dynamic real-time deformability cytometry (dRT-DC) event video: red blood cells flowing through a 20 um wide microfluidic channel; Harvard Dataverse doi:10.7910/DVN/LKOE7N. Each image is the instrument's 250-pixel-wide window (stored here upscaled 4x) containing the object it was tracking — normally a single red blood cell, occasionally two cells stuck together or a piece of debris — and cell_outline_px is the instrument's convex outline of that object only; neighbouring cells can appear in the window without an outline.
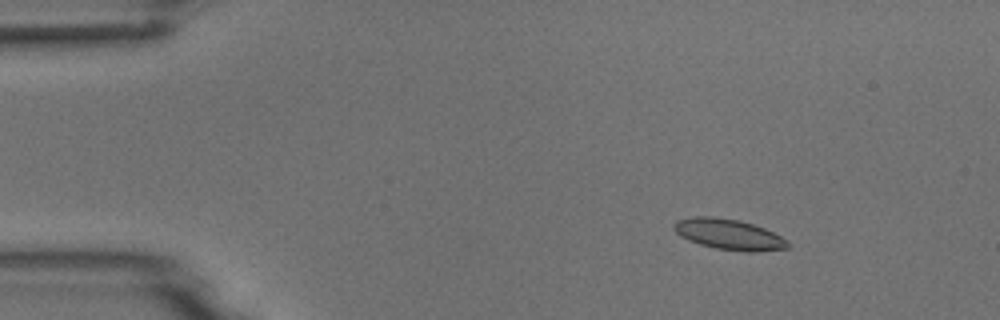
{"species": "common noctule bat (a hibernating species)", "species_latin": "Nyctalus noctula", "temperature_condition": "room temperature", "stored_images_in_passage": 3, "camera_frame_rate_fps": 3000, "um_per_image_px": 0.085, "animal": {"sex": "male", "body_mass_g": 18.8}, "frame": {"image": 1, "passage_image": 1, "time_ms": 0.0, "image_size_px": [1000, 320], "cell_outline_px": [[788, 248], [756, 252], [748, 252], [716, 248], [700, 244], [688, 240], [680, 236], [672, 228], [672, 224], [676, 220], [696, 216], [712, 216], [736, 220], [752, 224], [764, 228], [788, 240]], "centroid_in_image_um": [61.92, 19.92], "position_along_channel_um": 23.1, "area_um2": 20.23}}